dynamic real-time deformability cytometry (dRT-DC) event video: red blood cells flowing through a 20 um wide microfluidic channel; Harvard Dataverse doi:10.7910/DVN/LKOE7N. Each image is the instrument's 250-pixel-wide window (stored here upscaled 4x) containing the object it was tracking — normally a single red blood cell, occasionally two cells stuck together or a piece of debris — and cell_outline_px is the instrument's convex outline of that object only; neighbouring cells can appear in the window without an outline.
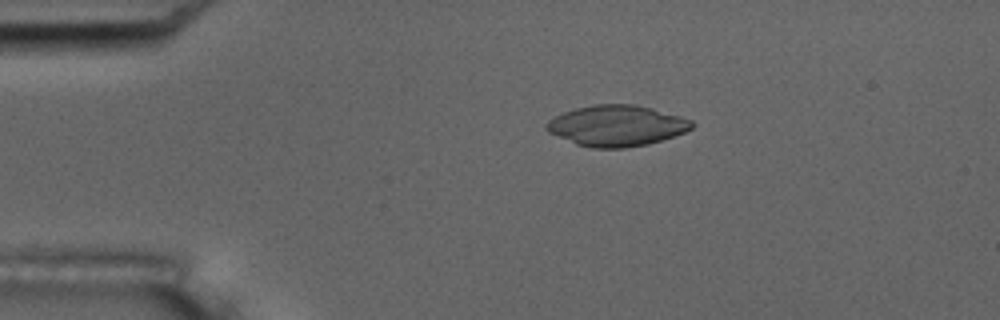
{"species": "common noctule bat (a hibernating species)", "species_latin": "Nyctalus noctula", "temperature_condition": "room temperature", "stored_images_in_passage": 5, "camera_frame_rate_fps": 3000, "um_per_image_px": 0.085, "animal": {"sex": "male", "body_mass_g": 17.5, "forearm_length_mm": 52.3}, "frame": {"image": 1, "passage_image": 1, "time_ms": 0.0, "image_size_px": [1000, 320], "cell_outline_px": [[696, 124], [692, 128], [684, 132], [648, 144], [624, 148], [592, 148], [576, 144], [548, 132], [544, 128], [544, 124], [548, 120], [564, 112], [576, 108], [592, 104], [636, 104], [652, 108], [680, 116], [692, 120]], "centroid_in_image_um": [52.4, 10.68], "position_along_channel_um": 32.6, "area_um2": 34.68}}